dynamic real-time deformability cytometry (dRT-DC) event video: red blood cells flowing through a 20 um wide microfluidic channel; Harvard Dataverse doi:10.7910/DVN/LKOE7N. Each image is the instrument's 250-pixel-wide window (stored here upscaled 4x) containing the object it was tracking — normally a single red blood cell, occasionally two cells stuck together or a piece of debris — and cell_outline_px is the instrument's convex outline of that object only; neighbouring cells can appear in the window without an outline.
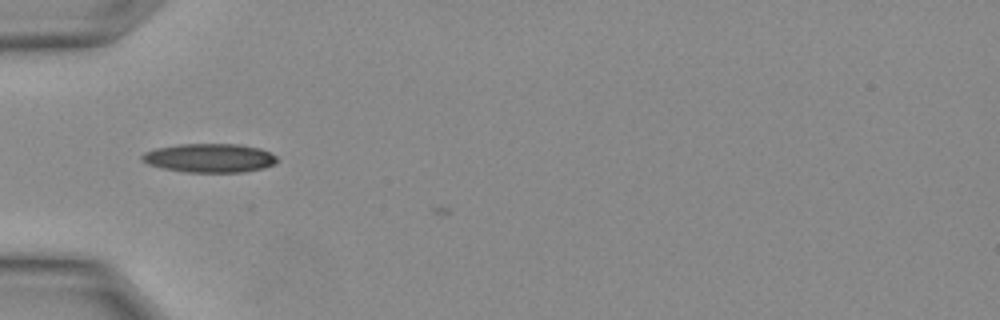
{"species": "Egyptian fruit bat (a non-hibernating species)", "species_latin": "Rousettus aegyptiacus", "temperature_condition": "warm", "stored_images_in_passage": 3, "camera_frame_rate_fps": 3000, "um_per_image_px": 0.085, "animal": {"sex": "female"}, "frame": {"image": 1, "passage_image": 2, "time_ms": 0.333, "image_size_px": [1000, 320], "cell_outline_px": [[280, 160], [264, 168], [244, 172], [184, 172], [164, 168], [148, 164], [140, 160], [140, 156], [144, 152], [156, 148], [180, 144], [240, 144], [260, 148], [276, 156]], "centroid_in_image_um": [17.8, 13.43], "position_along_channel_um": 67.2, "area_um2": 22.77}}